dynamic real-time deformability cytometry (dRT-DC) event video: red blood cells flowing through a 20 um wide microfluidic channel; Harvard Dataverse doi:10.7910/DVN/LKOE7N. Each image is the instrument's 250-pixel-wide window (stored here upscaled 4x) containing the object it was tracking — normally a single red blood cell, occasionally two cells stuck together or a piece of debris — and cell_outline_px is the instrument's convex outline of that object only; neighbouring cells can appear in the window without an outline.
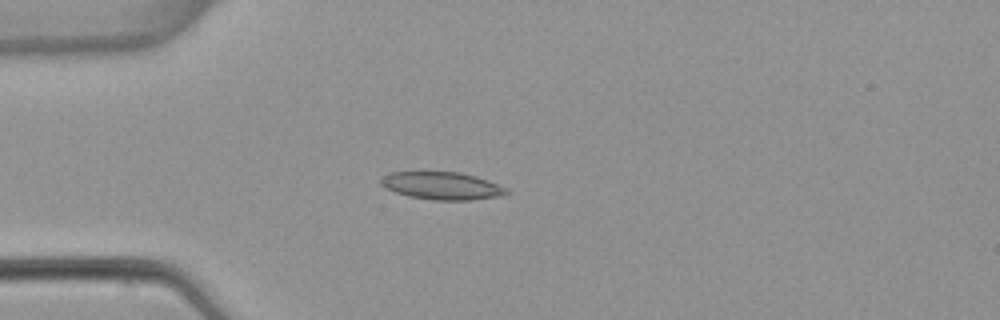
{"species": "common noctule bat (a hibernating species)", "species_latin": "Nyctalus noctula", "temperature_condition": "warm", "stored_images_in_passage": 4, "camera_frame_rate_fps": 3000, "um_per_image_px": 0.085, "animal": {"sex": "female", "body_mass_g": 22.7, "forearm_length_mm": 54.2}, "frame": {"image": 1, "passage_image": 3, "time_ms": 2.333, "image_size_px": [1000, 320], "cell_outline_px": [[508, 192], [496, 196], [472, 200], [432, 200], [408, 196], [384, 188], [380, 184], [380, 180], [388, 172], [460, 172], [476, 176], [488, 180], [504, 188]], "centroid_in_image_um": [37.49, 15.78], "position_along_channel_um": 47.5, "area_um2": 20.0}}